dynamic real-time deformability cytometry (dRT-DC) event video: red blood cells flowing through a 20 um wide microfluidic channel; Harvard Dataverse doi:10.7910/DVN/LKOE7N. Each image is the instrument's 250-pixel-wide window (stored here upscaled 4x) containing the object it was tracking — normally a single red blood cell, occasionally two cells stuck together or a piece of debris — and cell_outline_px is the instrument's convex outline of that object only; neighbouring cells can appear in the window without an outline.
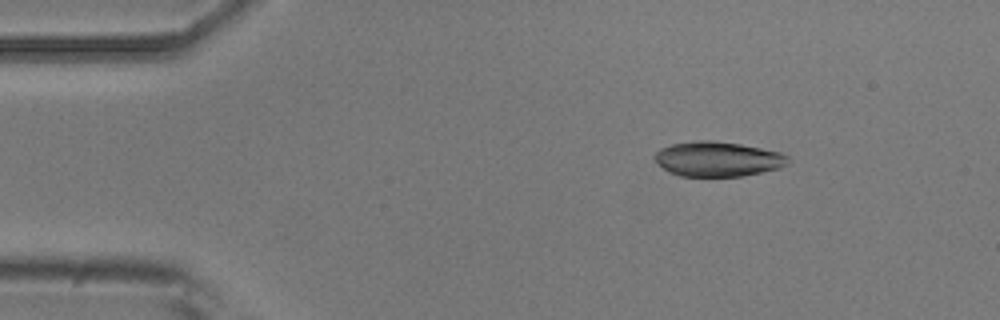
{"species": "common noctule bat (a hibernating species)", "species_latin": "Nyctalus noctula", "temperature_condition": "room temperature", "stored_images_in_passage": 3, "camera_frame_rate_fps": 3000, "um_per_image_px": 0.085, "animal": {"sex": "male", "body_mass_g": 20.5, "forearm_length_mm": 52.5}, "frame": {"image": 1, "passage_image": 1, "time_ms": 0.0, "image_size_px": [1000, 320], "cell_outline_px": [[788, 164], [780, 168], [744, 176], [680, 176], [668, 172], [652, 156], [660, 148], [672, 144], [696, 140], [712, 140], [740, 144], [780, 152], [788, 156]], "centroid_in_image_um": [61.0, 13.52], "position_along_channel_um": 24.0, "area_um2": 27.11}}